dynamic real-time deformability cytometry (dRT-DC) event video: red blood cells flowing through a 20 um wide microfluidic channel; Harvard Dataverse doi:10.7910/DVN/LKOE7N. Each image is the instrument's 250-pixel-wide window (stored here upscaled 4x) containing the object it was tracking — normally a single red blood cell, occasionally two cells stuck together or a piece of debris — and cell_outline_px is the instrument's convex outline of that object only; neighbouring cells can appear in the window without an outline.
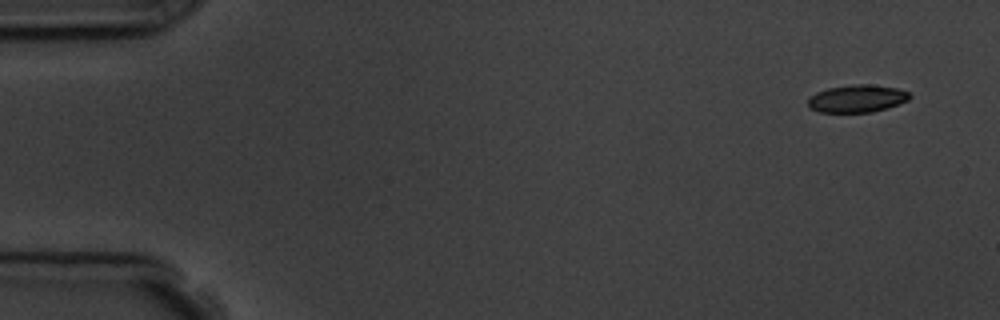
{"species": "common noctule bat (a hibernating species)", "species_latin": "Nyctalus noctula", "temperature_condition": "room temperature", "stored_images_in_passage": 9, "camera_frame_rate_fps": 3000, "um_per_image_px": 0.085, "animal": {"sex": "male", "body_mass_g": 19.5, "forearm_length_mm": 54.6}, "frame": {"image": 1, "passage_image": 1, "time_ms": 0.0, "image_size_px": [1000, 320], "cell_outline_px": [[912, 96], [908, 100], [888, 108], [872, 112], [820, 112], [808, 108], [808, 100], [816, 92], [828, 88], [852, 84], [868, 84], [896, 88], [908, 92]], "centroid_in_image_um": [72.85, 8.38], "position_along_channel_um": 12.2, "area_um2": 16.3}}
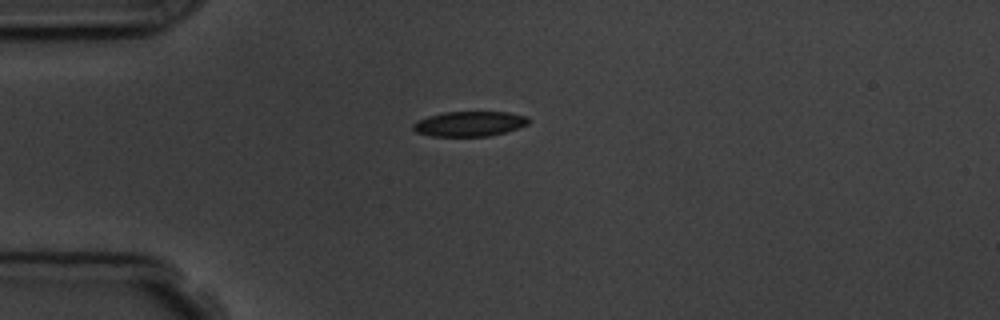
{"frame": {"image": 2, "passage_image": 4, "time_ms": 3.667, "image_size_px": [1000, 320], "cell_outline_px": [[528, 124], [504, 132], [488, 136], [432, 136], [416, 132], [412, 128], [412, 124], [428, 116], [444, 112], [508, 112], [528, 116]], "centroid_in_image_um": [39.89, 10.52], "position_along_channel_um": 45.1, "area_um2": 16.65}}